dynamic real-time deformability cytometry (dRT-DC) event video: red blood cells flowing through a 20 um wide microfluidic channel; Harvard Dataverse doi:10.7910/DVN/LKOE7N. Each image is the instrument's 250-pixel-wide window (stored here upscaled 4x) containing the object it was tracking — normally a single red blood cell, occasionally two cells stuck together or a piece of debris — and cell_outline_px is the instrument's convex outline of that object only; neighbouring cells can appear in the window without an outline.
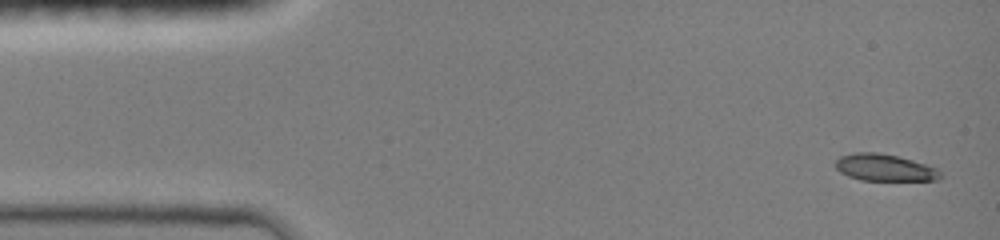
{"species": "common noctule bat (a hibernating species)", "species_latin": "Nyctalus noctula", "temperature_condition": "room temperature", "stored_images_in_passage": 5, "camera_frame_rate_fps": 3000, "um_per_image_px": 0.085, "animal": {"sex": "female", "body_mass_g": 19.0, "forearm_length_mm": 51.5}, "frame": {"image": 1, "passage_image": 1, "time_ms": 0.0, "image_size_px": [1000, 240], "cell_outline_px": [[940, 176], [936, 180], [860, 180], [848, 176], [840, 172], [836, 168], [836, 160], [840, 156], [856, 152], [876, 152], [896, 156], [924, 164], [936, 168], [940, 172]], "centroid_in_image_um": [75.14, 14.25], "position_along_channel_um": 9.9, "area_um2": 16.13}}
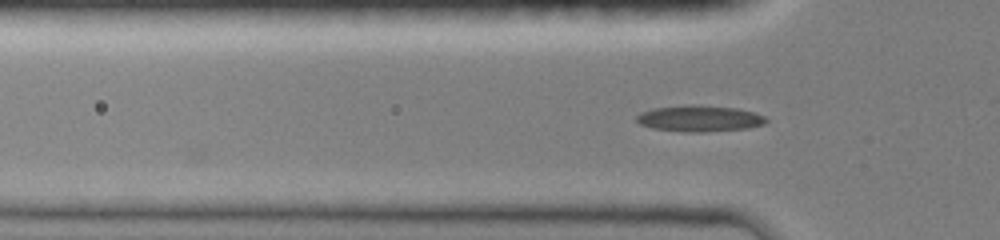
{"frame": {"image": 2, "passage_image": 5, "time_ms": 4.0, "image_size_px": [1000, 240], "cell_outline_px": [[768, 120], [764, 124], [748, 128], [700, 132], [684, 132], [652, 128], [640, 124], [636, 120], [636, 116], [640, 112], [652, 108], [692, 104], [700, 104], [736, 108], [752, 112], [764, 116]], "centroid_in_image_um": [59.42, 10.06], "position_along_channel_um": 66.4, "area_um2": 19.88}}